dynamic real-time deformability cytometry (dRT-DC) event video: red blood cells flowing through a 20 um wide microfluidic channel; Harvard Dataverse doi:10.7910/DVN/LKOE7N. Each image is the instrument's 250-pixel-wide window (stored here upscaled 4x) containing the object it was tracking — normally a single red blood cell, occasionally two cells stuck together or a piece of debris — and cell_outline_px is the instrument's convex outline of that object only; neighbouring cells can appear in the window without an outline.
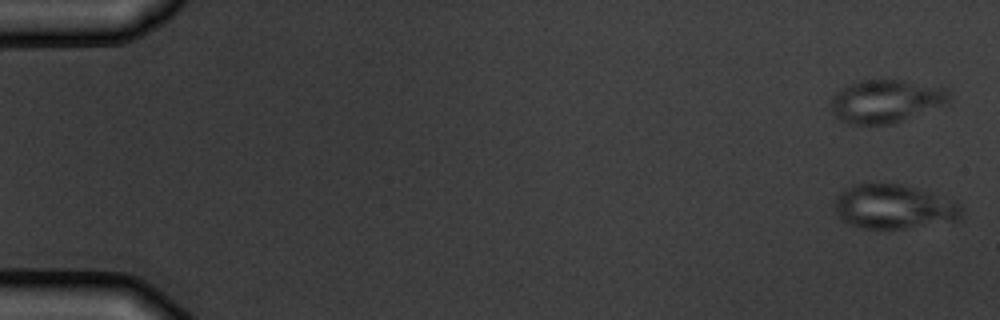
{"species": "common noctule bat (a hibernating species)", "species_latin": "Nyctalus noctula", "temperature_condition": "warm", "stored_images_in_passage": 8, "camera_frame_rate_fps": 3000, "um_per_image_px": 0.085, "animal": {"sex": "male", "body_mass_g": 19.5, "forearm_length_mm": 54.6}, "frame": {"image": 1, "passage_image": 1, "time_ms": 0.0, "image_size_px": [1000, 320], "cell_outline_px": [[964, 212], [956, 220], [904, 228], [860, 228], [848, 224], [840, 220], [836, 208], [836, 196], [844, 188], [852, 184], [904, 184], [928, 192], [956, 204], [964, 208]], "centroid_in_image_um": [75.9, 17.57], "position_along_channel_um": 9.1, "area_um2": 32.19}}